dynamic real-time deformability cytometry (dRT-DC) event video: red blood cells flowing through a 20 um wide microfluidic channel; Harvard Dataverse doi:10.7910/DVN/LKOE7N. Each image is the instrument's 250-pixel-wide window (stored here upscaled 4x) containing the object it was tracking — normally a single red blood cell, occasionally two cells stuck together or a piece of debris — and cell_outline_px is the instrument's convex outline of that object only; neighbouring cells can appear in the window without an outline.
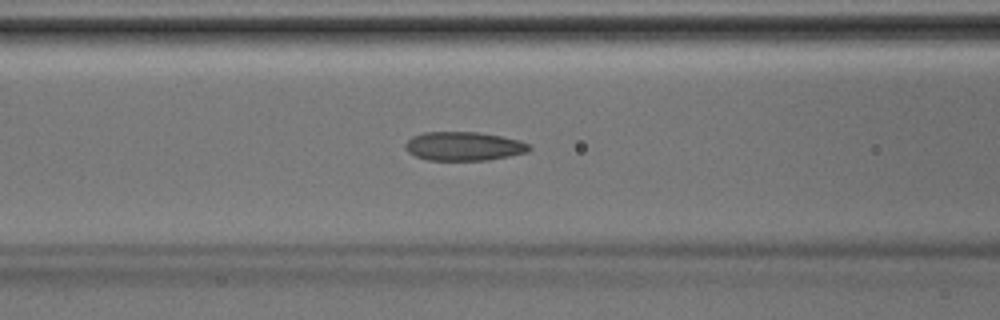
{"species": "Egyptian fruit bat (a non-hibernating species)", "species_latin": "Rousettus aegyptiacus", "temperature_condition": "room temperature", "stored_images_in_passage": 40, "camera_frame_rate_fps": 3000, "um_per_image_px": 0.085, "animal": {"sex": "male"}, "frame": {"image": 1, "passage_image": 16, "time_ms": 5.0, "image_size_px": [1000, 320], "cell_outline_px": [[532, 148], [528, 152], [488, 160], [428, 160], [416, 156], [408, 152], [404, 148], [404, 144], [412, 136], [424, 132], [480, 132], [520, 140], [528, 144]], "centroid_in_image_um": [39.41, 12.42], "position_along_channel_um": 127.2, "area_um2": 20.87}}
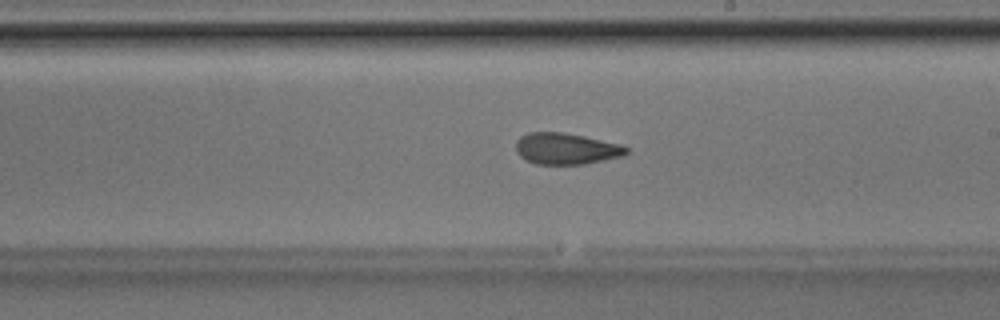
{"frame": {"image": 2, "passage_image": 23, "time_ms": 7.333, "image_size_px": [1000, 320], "cell_outline_px": [[628, 152], [624, 156], [584, 164], [536, 164], [524, 160], [516, 152], [516, 140], [520, 136], [528, 132], [564, 132], [584, 136], [620, 144], [628, 148]], "centroid_in_image_um": [48.09, 12.64], "position_along_channel_um": 240.9, "area_um2": 20.35}}
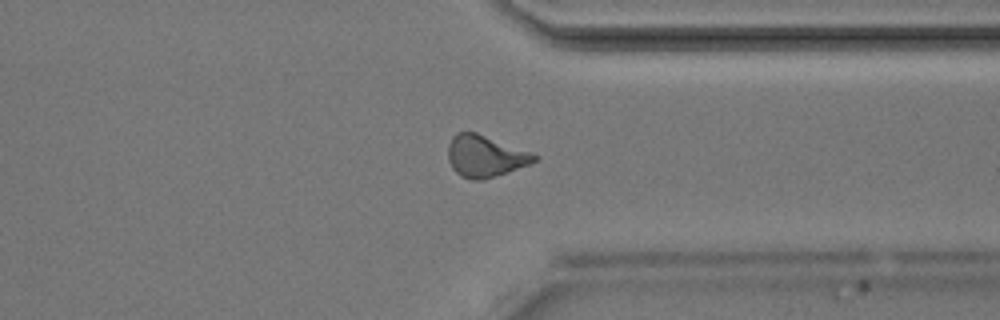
{"frame": {"image": 3, "passage_image": 31, "time_ms": 10.0, "image_size_px": [1000, 320], "cell_outline_px": [[540, 156], [536, 160], [528, 164], [508, 172], [484, 180], [472, 180], [460, 176], [452, 168], [448, 160], [448, 144], [452, 136], [456, 132], [476, 132], [532, 152]], "centroid_in_image_um": [41.22, 13.27], "position_along_channel_um": 370.2, "area_um2": 21.1}}